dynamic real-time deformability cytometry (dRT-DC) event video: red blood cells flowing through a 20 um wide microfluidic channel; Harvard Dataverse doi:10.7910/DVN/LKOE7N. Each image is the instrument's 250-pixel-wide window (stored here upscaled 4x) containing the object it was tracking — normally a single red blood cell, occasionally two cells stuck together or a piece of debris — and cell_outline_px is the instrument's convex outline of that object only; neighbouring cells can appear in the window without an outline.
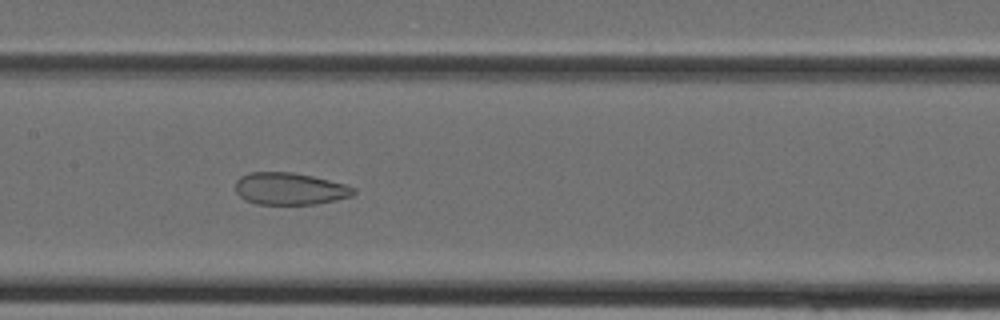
{"species": "Egyptian fruit bat (a non-hibernating species)", "species_latin": "Rousettus aegyptiacus", "temperature_condition": "cold", "stored_images_in_passage": 38, "camera_frame_rate_fps": 3000, "um_per_image_px": 0.085, "animal": {"sex": "female"}, "frame": {"image": 1, "passage_image": 18, "time_ms": 5.667, "image_size_px": [1000, 320], "cell_outline_px": [[356, 192], [352, 196], [336, 200], [316, 204], [256, 204], [244, 200], [236, 192], [236, 180], [240, 176], [248, 172], [292, 172], [312, 176], [344, 184], [356, 188]], "centroid_in_image_um": [24.62, 16.04], "position_along_channel_um": 182.8, "area_um2": 22.2}}
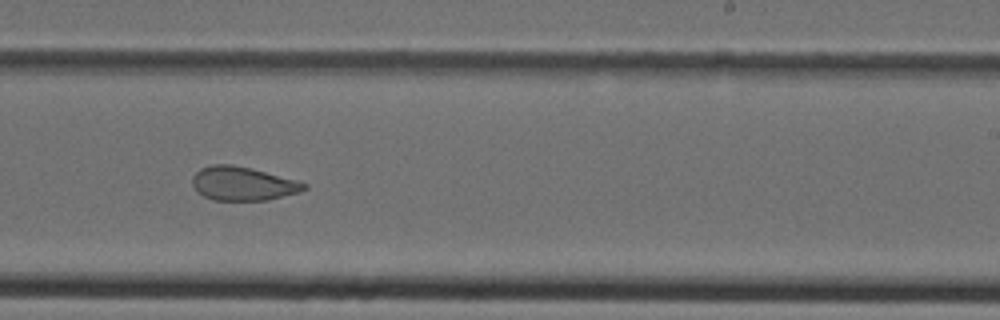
{"frame": {"image": 2, "passage_image": 23, "time_ms": 7.333, "image_size_px": [1000, 320], "cell_outline_px": [[308, 188], [300, 192], [268, 200], [212, 200], [204, 196], [192, 184], [192, 176], [200, 168], [212, 164], [232, 164], [252, 168], [296, 180], [308, 184]], "centroid_in_image_um": [20.66, 15.6], "position_along_channel_um": 268.3, "area_um2": 22.02}}
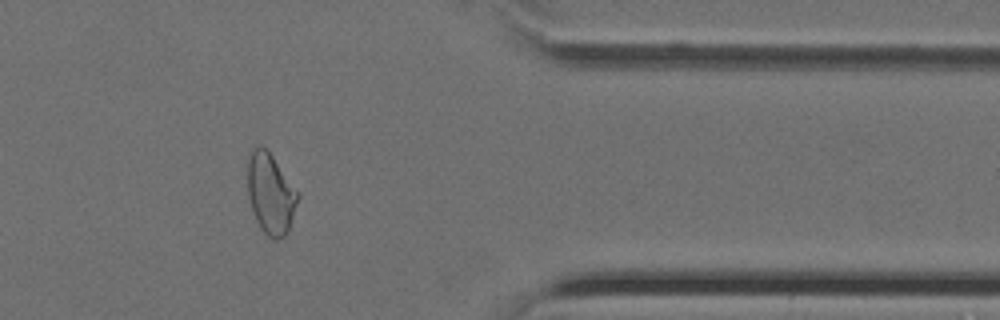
{"frame": {"image": 3, "passage_image": 31, "time_ms": 10.0, "image_size_px": [1000, 320], "cell_outline_px": [[300, 196], [288, 232], [284, 236], [276, 240], [272, 240], [260, 228], [256, 220], [248, 196], [248, 160], [252, 152], [260, 144], [272, 156], [300, 192]], "centroid_in_image_um": [23.03, 16.5], "position_along_channel_um": 388.4, "area_um2": 23.52}}